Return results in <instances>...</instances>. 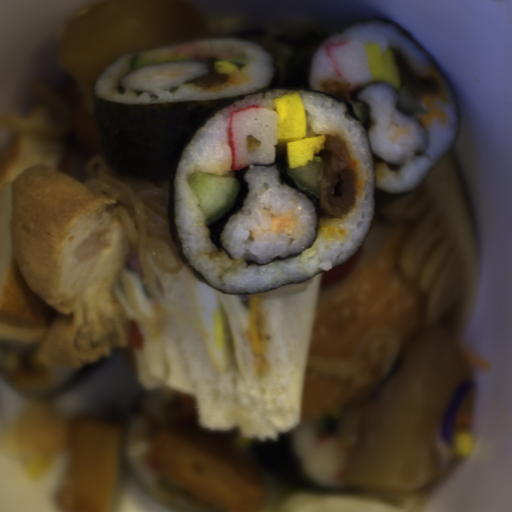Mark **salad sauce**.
<instances>
[{"label": "salad sauce", "instance_id": "obj_1", "mask_svg": "<svg viewBox=\"0 0 512 512\" xmlns=\"http://www.w3.org/2000/svg\"><path fill=\"white\" fill-rule=\"evenodd\" d=\"M324 134H341L344 143L349 151L351 163V170L356 171V200L355 207L343 218H328L324 219L320 225L318 231V238L314 242V244L301 252V256L305 259H311L314 255H317L321 248L325 243L332 244H342L348 242L352 236V231L349 230L346 225L353 218V216L357 213L363 198V190H364V171L363 166L358 157H356L353 153L352 146L349 138L345 134L344 131L340 129H332L326 131ZM323 134V135H324Z\"/></svg>", "mask_w": 512, "mask_h": 512}, {"label": "salad sauce", "instance_id": "obj_2", "mask_svg": "<svg viewBox=\"0 0 512 512\" xmlns=\"http://www.w3.org/2000/svg\"><path fill=\"white\" fill-rule=\"evenodd\" d=\"M422 103L427 109V113H416V117L426 127L430 128L433 125H448L451 121L450 113L447 112L441 105L437 104L435 97L430 94H424L421 97Z\"/></svg>", "mask_w": 512, "mask_h": 512}, {"label": "salad sauce", "instance_id": "obj_3", "mask_svg": "<svg viewBox=\"0 0 512 512\" xmlns=\"http://www.w3.org/2000/svg\"><path fill=\"white\" fill-rule=\"evenodd\" d=\"M271 226L268 232L273 234L291 235L299 227L300 216L292 209L289 212L279 213L275 208L270 209Z\"/></svg>", "mask_w": 512, "mask_h": 512}, {"label": "salad sauce", "instance_id": "obj_4", "mask_svg": "<svg viewBox=\"0 0 512 512\" xmlns=\"http://www.w3.org/2000/svg\"><path fill=\"white\" fill-rule=\"evenodd\" d=\"M420 75H422L423 77L424 76L434 77L436 82H437V85H438V89H437V97H438V99L443 104L450 103L449 95H448V92H447V89H446V85H445L444 81L442 80V78H441V76L439 75L438 72H436L431 67H427L426 66V67H423L420 70Z\"/></svg>", "mask_w": 512, "mask_h": 512}, {"label": "salad sauce", "instance_id": "obj_5", "mask_svg": "<svg viewBox=\"0 0 512 512\" xmlns=\"http://www.w3.org/2000/svg\"><path fill=\"white\" fill-rule=\"evenodd\" d=\"M202 256H206L208 260H228L231 265L227 272H235L245 261L241 257L238 259H230L229 256L221 250V252H201Z\"/></svg>", "mask_w": 512, "mask_h": 512}, {"label": "salad sauce", "instance_id": "obj_6", "mask_svg": "<svg viewBox=\"0 0 512 512\" xmlns=\"http://www.w3.org/2000/svg\"><path fill=\"white\" fill-rule=\"evenodd\" d=\"M392 128L394 129V133L389 137L391 143H395L398 136H409L411 132L409 124L404 122L401 125L392 123L389 125L388 131Z\"/></svg>", "mask_w": 512, "mask_h": 512}]
</instances>
